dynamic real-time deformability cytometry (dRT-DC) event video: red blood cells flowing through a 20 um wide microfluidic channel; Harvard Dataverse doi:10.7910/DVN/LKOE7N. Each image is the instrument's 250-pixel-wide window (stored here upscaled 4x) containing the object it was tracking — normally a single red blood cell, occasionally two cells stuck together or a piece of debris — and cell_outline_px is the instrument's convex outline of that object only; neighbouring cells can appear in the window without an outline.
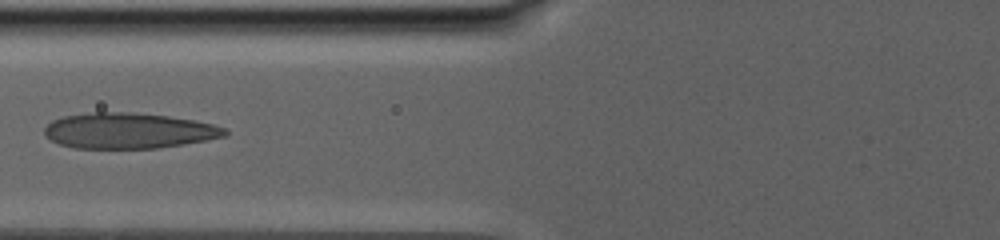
{"species": "human", "species_latin": "Homo sapiens", "temperature_condition": "warm", "stored_images_in_passage": 19, "camera_frame_rate_fps": 3000, "um_per_image_px": 0.085, "donor": {"sex": "male"}, "frame": {"image": 1, "passage_image": 16, "time_ms": 12.0, "image_size_px": [1000, 240], "cell_outline_px": [[228, 132], [224, 136], [204, 140], [156, 148], [76, 148], [60, 144], [44, 136], [44, 128], [52, 120], [64, 116], [92, 112], [132, 112], [168, 116], [196, 120], [212, 124], [224, 128]], "centroid_in_image_um": [10.89, 11.1], "position_along_channel_um": 114.9, "area_um2": 37.22}}
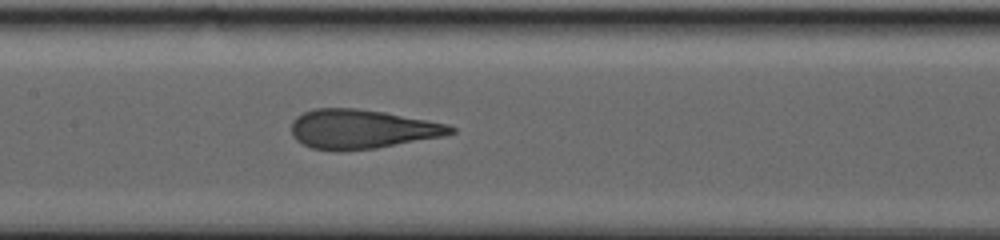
{"frame": {"image": 2, "passage_image": 19, "time_ms": 14.333, "image_size_px": [1000, 240], "cell_outline_px": [[456, 132], [444, 136], [376, 148], [312, 148], [296, 140], [292, 136], [292, 120], [296, 116], [312, 108], [356, 108], [384, 112], [428, 120], [448, 124], [456, 128]], "centroid_in_image_um": [30.79, 10.93], "position_along_channel_um": 176.6, "area_um2": 35.72}}